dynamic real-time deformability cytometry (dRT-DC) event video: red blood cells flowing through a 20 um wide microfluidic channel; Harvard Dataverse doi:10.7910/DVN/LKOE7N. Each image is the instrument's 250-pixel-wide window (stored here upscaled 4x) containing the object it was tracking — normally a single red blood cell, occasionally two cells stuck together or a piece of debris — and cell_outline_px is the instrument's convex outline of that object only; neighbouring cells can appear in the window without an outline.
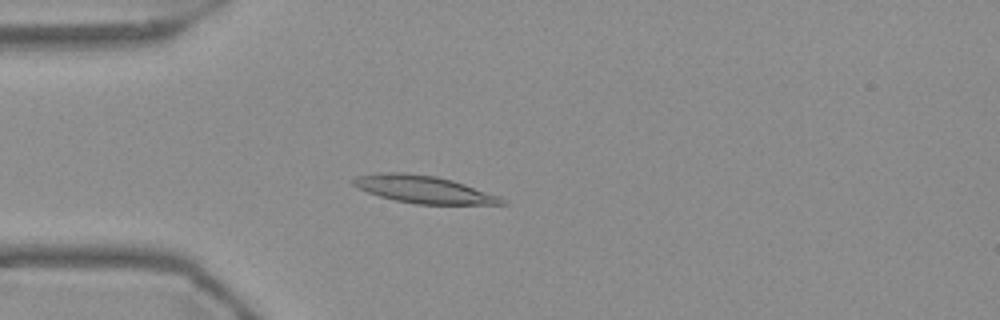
{"species": "Egyptian fruit bat (a non-hibernating species)", "species_latin": "Rousettus aegyptiacus", "temperature_condition": "warm", "stored_images_in_passage": 46, "camera_frame_rate_fps": 3000, "um_per_image_px": 0.085, "frame": {"image": 1, "passage_image": 6, "time_ms": 1.667, "image_size_px": [1000, 320], "cell_outline_px": [[508, 204], [416, 204], [396, 200], [380, 196], [368, 192], [352, 184], [352, 180], [356, 176], [380, 172], [400, 172], [436, 176], [452, 180], [500, 196]], "centroid_in_image_um": [36.0, 16.09], "position_along_channel_um": 49.0, "area_um2": 23.47}}
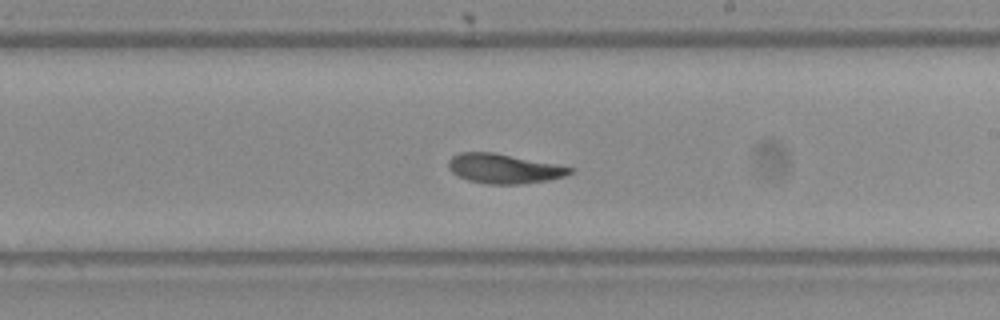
{"frame": {"image": 2, "passage_image": 23, "time_ms": 7.333, "image_size_px": [1000, 320], "cell_outline_px": [[576, 168], [572, 172], [564, 176], [548, 180], [520, 184], [488, 184], [468, 180], [452, 172], [448, 168], [448, 160], [452, 156], [460, 152], [496, 152]], "centroid_in_image_um": [42.83, 14.32], "position_along_channel_um": 246.2, "area_um2": 20.98}}
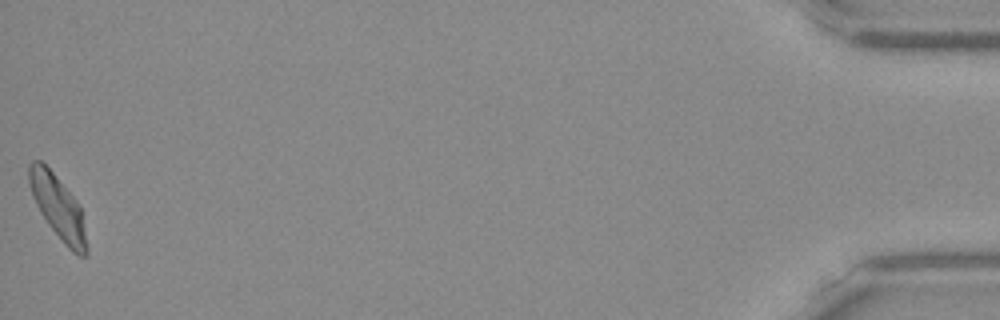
{"frame": {"image": 3, "passage_image": 46, "time_ms": 15.0, "image_size_px": [1000, 320], "cell_outline_px": [[88, 252], [84, 256], [80, 256], [72, 252], [64, 244], [48, 224], [40, 212], [32, 196], [28, 184], [28, 164], [32, 160], [40, 160], [52, 172], [76, 200], [80, 208], [88, 248]], "centroid_in_image_um": [4.9, 17.62], "position_along_channel_um": 430.3, "area_um2": 21.04}, "authors_computed_cell_mechanics": {"area_um2": 21.386, "velocity_mm_per_s": 3.6926, "shape_relaxation_time_tau1_ms": 7.4803, "shape_relaxation_time_tau2_ms": 1.6712, "deformation_change_tau1": 0.1827, "deformation_change_tau2": 0.0719}}